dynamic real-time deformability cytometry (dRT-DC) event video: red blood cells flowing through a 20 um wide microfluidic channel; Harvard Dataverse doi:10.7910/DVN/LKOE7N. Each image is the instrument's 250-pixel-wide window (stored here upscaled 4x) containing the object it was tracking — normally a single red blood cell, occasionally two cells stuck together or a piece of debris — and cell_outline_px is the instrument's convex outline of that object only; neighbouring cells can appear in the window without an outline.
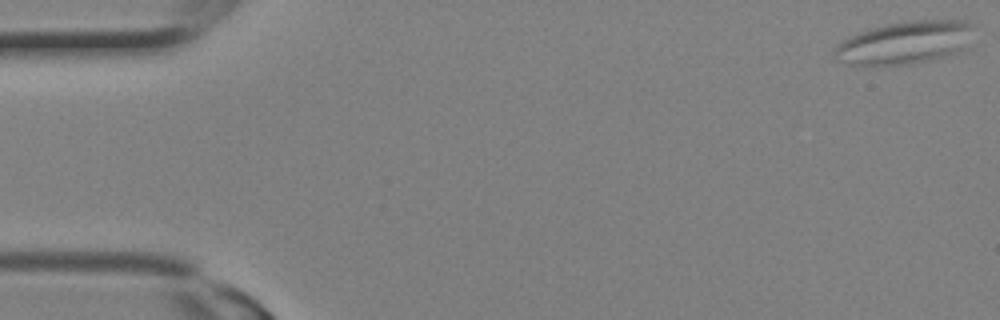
{"species": "Egyptian fruit bat (a non-hibernating species)", "species_latin": "Rousettus aegyptiacus", "temperature_condition": "room temperature", "stored_images_in_passage": 2, "segment_of_instrument_passage": [2, 2], "camera_frame_rate_fps": 3000, "um_per_image_px": 0.085, "animal": {"sex": "female"}, "frame": {"image": 1, "passage_image": 2, "time_ms": 0.333, "image_size_px": [1000, 320], "cell_outline_px": [[972, 24], [960, 48], [956, 52], [944, 56], [912, 64], [876, 68], [860, 68], [836, 60], [832, 56], [836, 48], [844, 40], [860, 32], [872, 28], [888, 24], [912, 20], [964, 20]], "centroid_in_image_um": [76.73, 3.68], "position_along_channel_um": 8.3, "area_um2": 34.51}}